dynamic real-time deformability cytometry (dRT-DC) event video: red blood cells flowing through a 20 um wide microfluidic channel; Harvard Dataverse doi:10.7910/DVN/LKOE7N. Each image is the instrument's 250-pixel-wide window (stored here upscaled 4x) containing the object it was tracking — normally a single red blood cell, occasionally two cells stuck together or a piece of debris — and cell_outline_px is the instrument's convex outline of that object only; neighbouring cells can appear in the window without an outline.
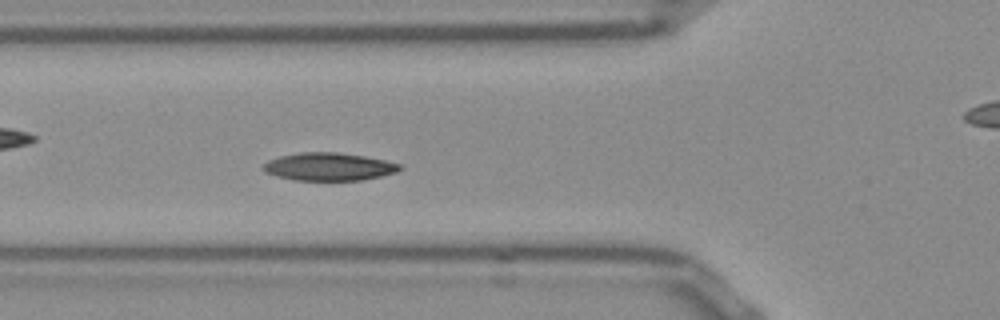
{"species": "Egyptian fruit bat (a non-hibernating species)", "species_latin": "Rousettus aegyptiacus", "temperature_condition": "room temperature", "stored_images_in_passage": 43, "camera_frame_rate_fps": 3000, "um_per_image_px": 0.085, "frame": {"image": 1, "passage_image": 8, "time_ms": 2.333, "image_size_px": [1000, 320], "cell_outline_px": [[404, 168], [396, 172], [380, 176], [360, 180], [292, 180], [276, 176], [264, 172], [260, 168], [268, 160], [280, 156], [300, 152], [336, 152], [364, 156], [384, 160], [400, 164]], "centroid_in_image_um": [27.91, 14.17], "position_along_channel_um": 97.9, "area_um2": 22.2}}
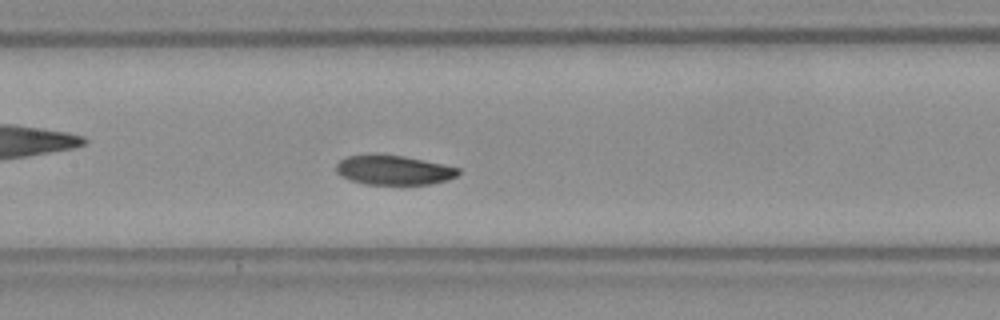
{"frame": {"image": 2, "passage_image": 14, "time_ms": 4.333, "image_size_px": [1000, 320], "cell_outline_px": [[460, 172], [456, 176], [448, 180], [428, 184], [364, 184], [340, 176], [336, 172], [336, 164], [340, 160], [348, 156], [372, 152], [376, 152], [404, 156], [444, 164], [460, 168]], "centroid_in_image_um": [33.43, 14.42], "position_along_channel_um": 174.0, "area_um2": 21.44}}
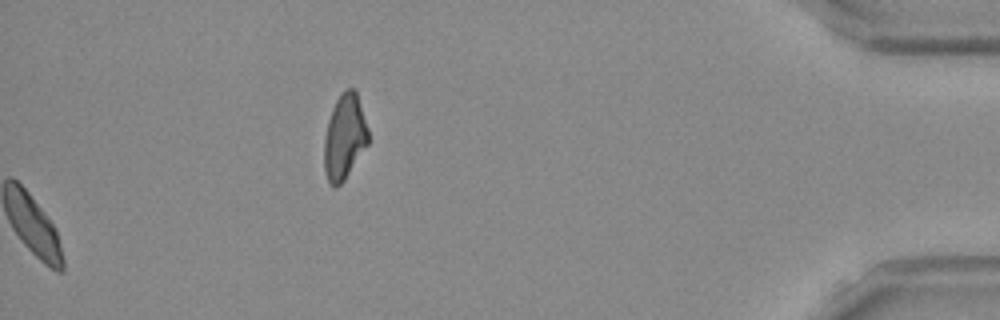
{"frame": {"image": 3, "passage_image": 43, "time_ms": 14.0, "image_size_px": [1000, 320], "cell_outline_px": [[368, 144], [344, 180], [336, 188], [328, 184], [324, 172], [324, 136], [328, 120], [332, 108], [336, 100], [344, 88], [356, 88], [368, 128]], "centroid_in_image_um": [29.27, 11.63], "position_along_channel_um": 405.9, "area_um2": 22.2}, "authors_computed_cell_mechanics": {"area_um2": 21.7328, "velocity_mm_per_s": 3.7865, "shape_relaxation_time_tau1_ms": 3.7343, "shape_relaxation_time_tau2_ms": null, "deformation_change_tau1": 0.1041, "deformation_change_tau2": null}}